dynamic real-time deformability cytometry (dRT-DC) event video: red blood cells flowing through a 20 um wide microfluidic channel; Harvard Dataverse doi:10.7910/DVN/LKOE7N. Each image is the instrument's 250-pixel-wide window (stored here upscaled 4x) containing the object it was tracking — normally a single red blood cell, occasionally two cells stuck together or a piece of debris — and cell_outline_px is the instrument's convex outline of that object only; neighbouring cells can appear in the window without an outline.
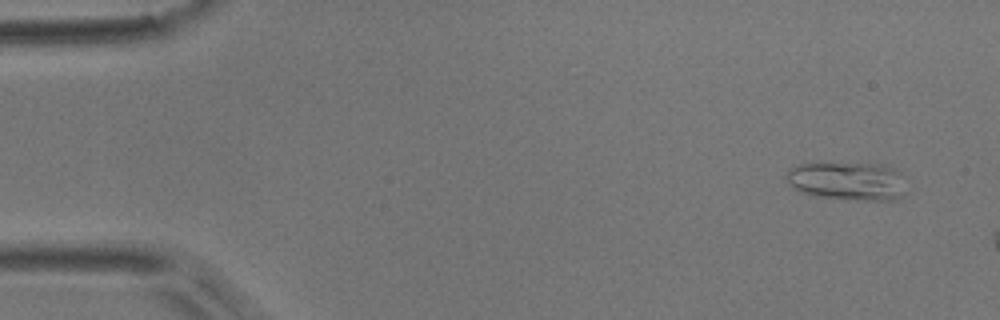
{"species": "common noctule bat (a hibernating species)", "species_latin": "Nyctalus noctula", "temperature_condition": "room temperature", "stored_images_in_passage": 3, "camera_frame_rate_fps": 3000, "um_per_image_px": 0.085, "animal": {"sex": "male", "body_mass_g": 17.9}, "frame": {"image": 1, "passage_image": 1, "time_ms": 0.0, "image_size_px": [1000, 320], "cell_outline_px": [[904, 196], [896, 200], [856, 200], [820, 196], [804, 192], [788, 184], [784, 176], [788, 168], [796, 164], [880, 164], [892, 168], [896, 172]], "centroid_in_image_um": [71.94, 15.39], "position_along_channel_um": 13.1, "area_um2": 26.07}}